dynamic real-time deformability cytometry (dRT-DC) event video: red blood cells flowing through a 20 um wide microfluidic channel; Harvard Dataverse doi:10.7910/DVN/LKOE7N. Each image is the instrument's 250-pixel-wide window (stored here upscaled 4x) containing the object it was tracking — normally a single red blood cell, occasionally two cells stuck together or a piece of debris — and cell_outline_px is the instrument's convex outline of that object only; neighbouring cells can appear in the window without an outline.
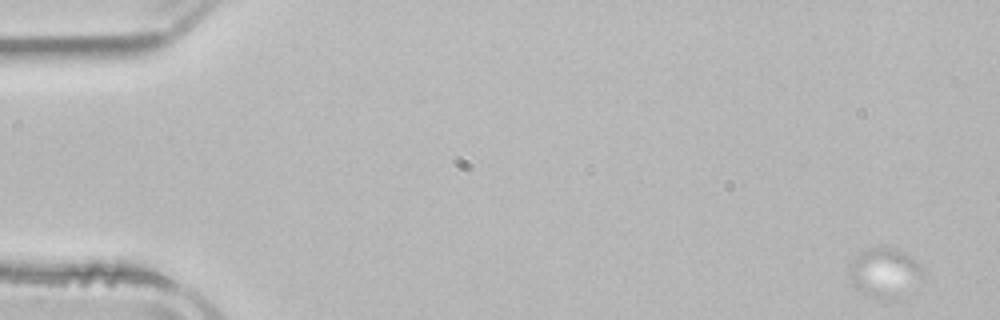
{"species": "common noctule bat (a hibernating species)", "species_latin": "Nyctalus noctula", "temperature_condition": "room temperature", "stored_images_in_passage": 7, "camera_frame_rate_fps": 3000, "um_per_image_px": 0.085, "animal": {"sex": "male", "body_mass_g": 21.5, "forearm_length_mm": 52.0}, "frame": {"image": 1, "passage_image": 1, "time_ms": 0.0, "image_size_px": [1000, 320], "cell_outline_px": [[920, 276], [884, 300], [880, 300], [856, 288], [848, 280], [852, 260], [860, 252], [868, 248], [884, 244], [896, 248], [912, 256], [920, 268]], "centroid_in_image_um": [75.04, 23.04], "position_along_channel_um": 10.0, "area_um2": 19.88}}
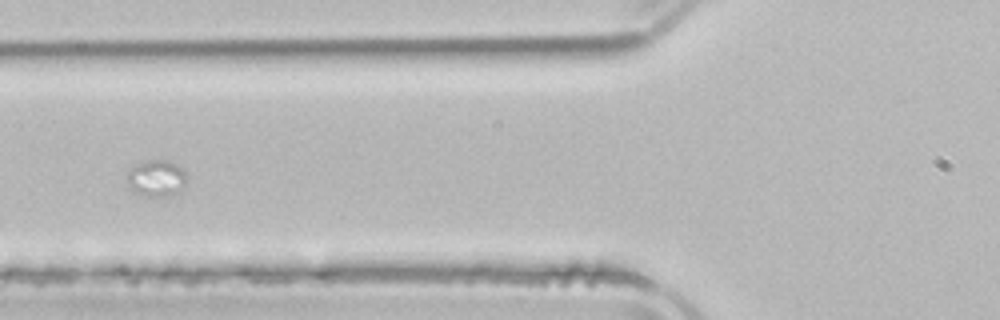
{"frame": {"image": 2, "passage_image": 6, "time_ms": 7.0, "image_size_px": [1000, 320], "cell_outline_px": [[184, 184], [176, 196], [140, 196], [132, 192], [128, 188], [124, 176], [136, 164], [148, 160], [168, 160], [184, 168]], "centroid_in_image_um": [13.23, 15.18], "position_along_channel_um": 112.6, "area_um2": 13.06}}
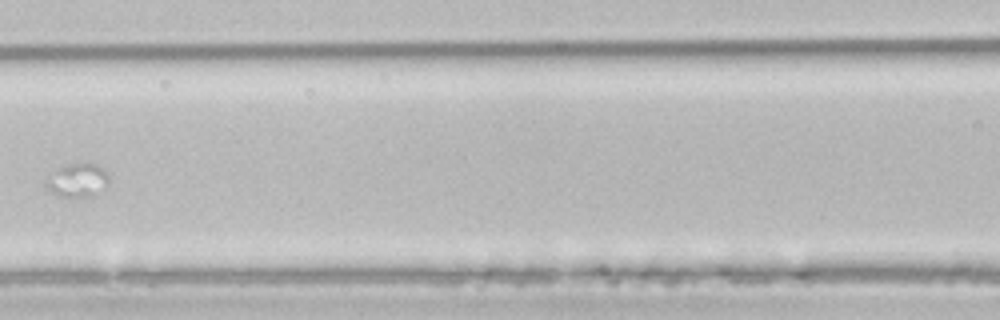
{"frame": {"image": 3, "passage_image": 7, "time_ms": 8.333, "image_size_px": [1000, 320], "cell_outline_px": [[108, 184], [88, 196], [56, 196], [48, 188], [48, 176], [56, 168], [68, 164], [96, 164], [108, 172]], "centroid_in_image_um": [6.58, 15.29], "position_along_channel_um": 160.0, "area_um2": 11.79}}